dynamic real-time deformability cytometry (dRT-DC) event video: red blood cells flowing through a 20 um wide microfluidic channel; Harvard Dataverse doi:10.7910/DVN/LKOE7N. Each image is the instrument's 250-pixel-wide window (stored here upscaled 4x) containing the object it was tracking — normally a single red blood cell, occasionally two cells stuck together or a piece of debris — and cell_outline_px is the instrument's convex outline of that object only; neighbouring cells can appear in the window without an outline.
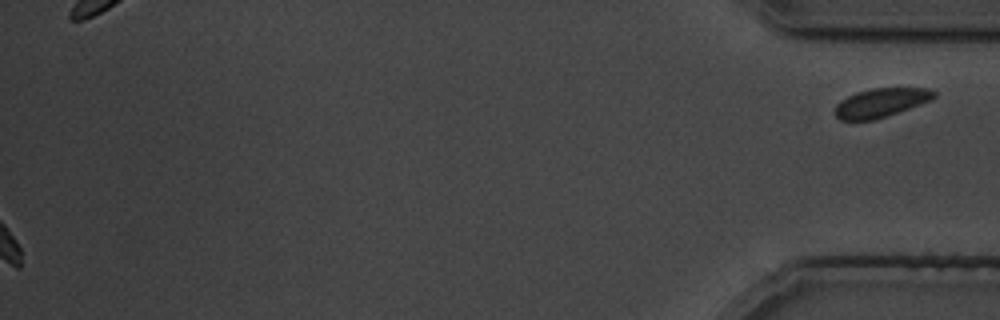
{"species": "common noctule bat (a hibernating species)", "species_latin": "Nyctalus noctula", "temperature_condition": "cold", "stored_images_in_passage": 34, "segment_of_instrument_passage": [2, 2], "camera_frame_rate_fps": 3000, "um_per_image_px": 0.085, "animal": {"sex": "male", "body_mass_g": 19.5, "forearm_length_mm": 54.6}, "frame": {"image": 1, "passage_image": 34, "time_ms": 38.0, "image_size_px": [1000, 320], "cell_outline_px": [[936, 96], [928, 100], [908, 108], [872, 120], [840, 120], [836, 116], [836, 104], [840, 100], [856, 92], [872, 88], [928, 88], [936, 92]], "centroid_in_image_um": [74.83, 8.71], "position_along_channel_um": 360.4, "area_um2": 16.24}}